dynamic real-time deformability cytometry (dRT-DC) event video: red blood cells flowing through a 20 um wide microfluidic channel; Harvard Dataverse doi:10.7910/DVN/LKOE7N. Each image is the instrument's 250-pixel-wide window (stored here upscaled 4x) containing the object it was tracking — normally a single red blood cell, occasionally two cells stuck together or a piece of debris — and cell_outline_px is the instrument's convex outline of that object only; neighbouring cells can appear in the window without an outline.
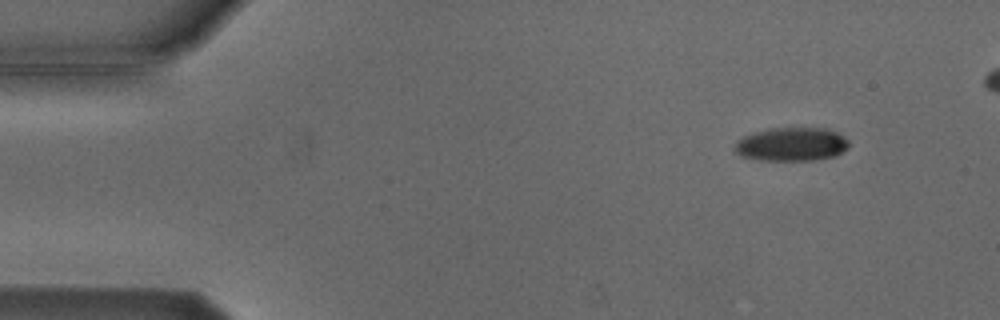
{"species": "Egyptian fruit bat (a non-hibernating species)", "species_latin": "Rousettus aegyptiacus", "temperature_condition": "cold", "stored_images_in_passage": 5, "camera_frame_rate_fps": 3000, "um_per_image_px": 0.085, "animal": {"sex": "male"}, "frame": {"image": 1, "passage_image": 2, "time_ms": 1.333, "image_size_px": [1000, 320], "cell_outline_px": [[848, 148], [836, 156], [816, 160], [760, 160], [740, 156], [732, 148], [736, 140], [752, 132], [768, 128], [828, 128], [844, 136], [848, 140]], "centroid_in_image_um": [67.26, 12.26], "position_along_channel_um": 17.7, "area_um2": 22.72}}